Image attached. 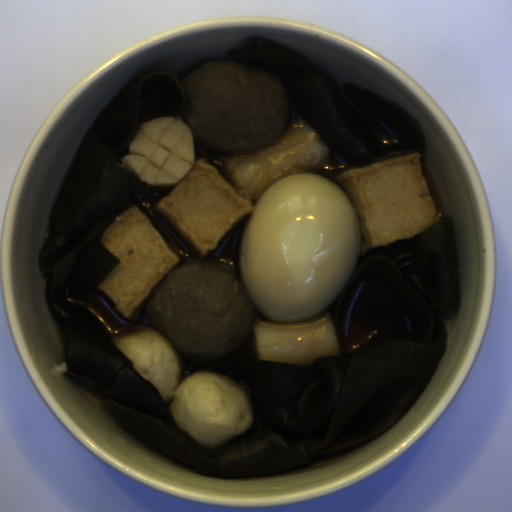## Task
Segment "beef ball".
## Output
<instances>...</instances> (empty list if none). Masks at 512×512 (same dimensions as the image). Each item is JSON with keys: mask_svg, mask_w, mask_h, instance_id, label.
<instances>
[{"mask_svg": "<svg viewBox=\"0 0 512 512\" xmlns=\"http://www.w3.org/2000/svg\"><path fill=\"white\" fill-rule=\"evenodd\" d=\"M144 315L181 362L198 364L243 348L255 318L233 267L202 257L177 263L146 298Z\"/></svg>", "mask_w": 512, "mask_h": 512, "instance_id": "obj_1", "label": "beef ball"}, {"mask_svg": "<svg viewBox=\"0 0 512 512\" xmlns=\"http://www.w3.org/2000/svg\"><path fill=\"white\" fill-rule=\"evenodd\" d=\"M182 87L186 106L179 120L202 150L252 155L275 146L287 131V93L270 70L216 58L187 75Z\"/></svg>", "mask_w": 512, "mask_h": 512, "instance_id": "obj_2", "label": "beef ball"}]
</instances>
